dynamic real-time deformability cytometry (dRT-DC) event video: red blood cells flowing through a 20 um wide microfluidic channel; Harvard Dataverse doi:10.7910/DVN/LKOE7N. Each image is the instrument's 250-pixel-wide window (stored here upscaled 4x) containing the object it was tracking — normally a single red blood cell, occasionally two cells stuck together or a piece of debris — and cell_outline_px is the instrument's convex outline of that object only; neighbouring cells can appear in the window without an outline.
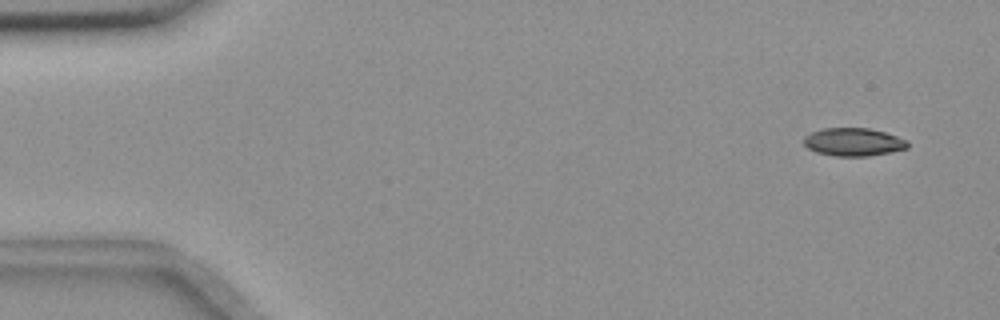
{"species": "common noctule bat (a hibernating species)", "species_latin": "Nyctalus noctula", "temperature_condition": "room temperature", "stored_images_in_passage": 10, "camera_frame_rate_fps": 3000, "um_per_image_px": 0.085, "animal": {"sex": "female", "body_mass_g": 18.4}, "frame": {"image": 1, "passage_image": 1, "time_ms": 0.0, "image_size_px": [1000, 320], "cell_outline_px": [[908, 148], [892, 152], [868, 156], [836, 156], [816, 152], [808, 148], [804, 144], [804, 136], [820, 128], [868, 128], [884, 132], [908, 140]], "centroid_in_image_um": [72.54, 12.07], "position_along_channel_um": 12.5, "area_um2": 16.99}}
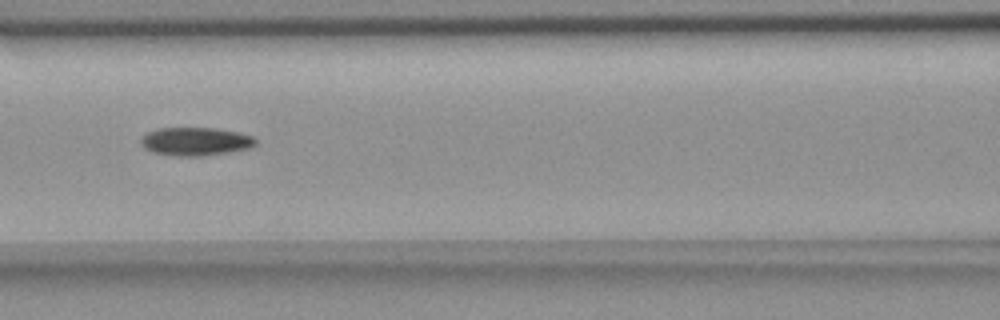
{"frame": {"image": 2, "passage_image": 7, "time_ms": 7.0, "image_size_px": [1000, 320], "cell_outline_px": [[256, 144], [248, 148], [200, 156], [176, 156], [152, 152], [144, 148], [140, 144], [140, 140], [148, 132], [160, 128], [216, 128], [236, 132], [252, 136], [256, 140]], "centroid_in_image_um": [16.57, 12.02], "position_along_channel_um": 150.0, "area_um2": 18.61}}
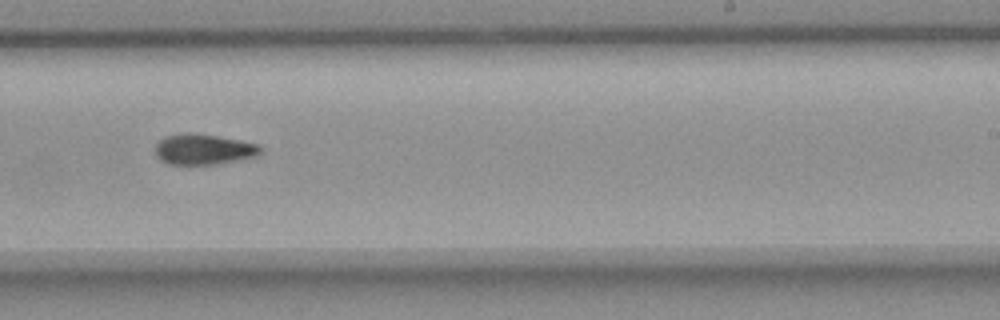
{"frame": {"image": 3, "passage_image": 10, "time_ms": 10.333, "image_size_px": [1000, 320], "cell_outline_px": [[260, 152], [256, 156], [240, 160], [216, 164], [168, 164], [160, 160], [156, 156], [156, 144], [164, 136], [188, 132], [216, 136], [240, 140], [260, 144]], "centroid_in_image_um": [17.29, 12.69], "position_along_channel_um": 271.7, "area_um2": 18.73}}